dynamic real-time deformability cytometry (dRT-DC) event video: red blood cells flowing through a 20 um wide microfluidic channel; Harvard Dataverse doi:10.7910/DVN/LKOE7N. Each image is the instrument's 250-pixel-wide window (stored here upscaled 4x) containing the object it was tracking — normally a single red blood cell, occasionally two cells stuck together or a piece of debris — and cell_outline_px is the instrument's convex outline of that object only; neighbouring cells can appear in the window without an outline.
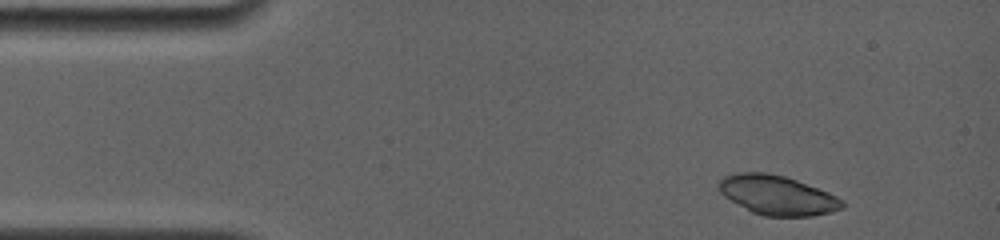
{"species": "common noctule bat (a hibernating species)", "species_latin": "Nyctalus noctula", "temperature_condition": "room temperature", "stored_images_in_passage": 6, "camera_frame_rate_fps": 4000, "um_per_image_px": 0.085, "animal": {"sex": "female", "body_mass_g": 19.0, "forearm_length_mm": 56.7}, "frame": {"image": 1, "passage_image": 1, "time_ms": 0.0, "image_size_px": [1000, 240], "cell_outline_px": [[844, 208], [832, 212], [812, 216], [764, 216], [752, 212], [724, 196], [720, 192], [720, 180], [724, 176], [736, 172], [768, 172], [784, 176], [796, 180], [828, 192], [844, 200]], "centroid_in_image_um": [66.1, 16.59], "position_along_channel_um": 18.9, "area_um2": 28.26}}